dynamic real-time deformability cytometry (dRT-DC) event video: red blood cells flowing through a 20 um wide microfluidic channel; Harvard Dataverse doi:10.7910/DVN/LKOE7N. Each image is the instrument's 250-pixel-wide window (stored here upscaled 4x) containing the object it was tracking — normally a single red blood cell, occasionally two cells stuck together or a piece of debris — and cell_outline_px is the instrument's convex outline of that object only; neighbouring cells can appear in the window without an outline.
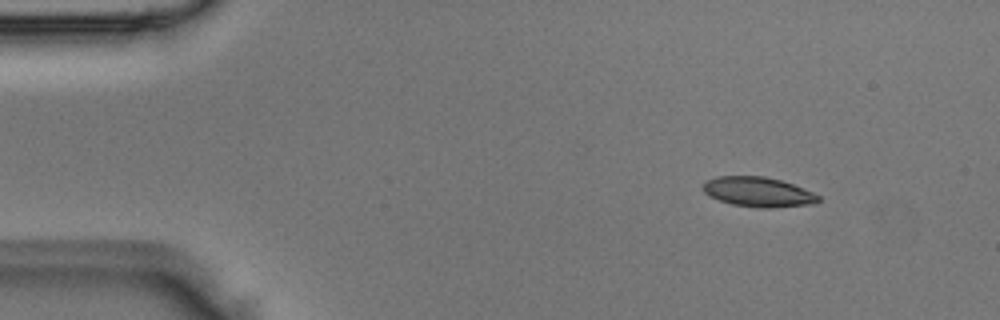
{"species": "Egyptian fruit bat (a non-hibernating species)", "species_latin": "Rousettus aegyptiacus", "temperature_condition": "room temperature", "stored_images_in_passage": 2, "camera_frame_rate_fps": 3000, "um_per_image_px": 0.085, "animal": {"sex": "male"}, "frame": {"image": 1, "passage_image": 1, "time_ms": 0.0, "image_size_px": [1000, 320], "cell_outline_px": [[820, 200], [812, 204], [768, 208], [756, 208], [732, 204], [720, 200], [704, 192], [704, 184], [708, 180], [716, 176], [764, 176], [780, 180], [792, 184], [812, 192], [820, 196]], "centroid_in_image_um": [64.46, 16.32], "position_along_channel_um": 20.5, "area_um2": 19.77}}